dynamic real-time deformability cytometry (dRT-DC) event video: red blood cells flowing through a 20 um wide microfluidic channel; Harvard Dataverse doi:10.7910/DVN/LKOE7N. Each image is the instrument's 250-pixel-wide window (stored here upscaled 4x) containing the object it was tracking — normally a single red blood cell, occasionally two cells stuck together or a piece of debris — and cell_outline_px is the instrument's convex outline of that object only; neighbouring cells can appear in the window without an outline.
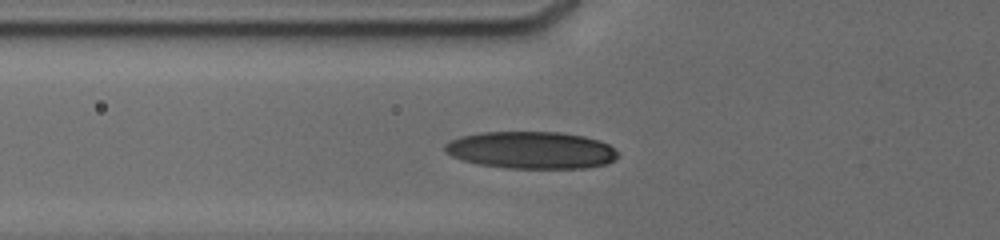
{"species": "human", "species_latin": "Homo sapiens", "temperature_condition": "cold", "stored_images_in_passage": 26, "camera_frame_rate_fps": 3000, "um_per_image_px": 0.085, "donor": {"sex": "male"}, "frame": {"image": 1, "passage_image": 13, "time_ms": 4.667, "image_size_px": [1000, 240], "cell_outline_px": [[620, 156], [608, 164], [584, 168], [508, 168], [476, 164], [460, 160], [444, 152], [444, 144], [448, 140], [460, 136], [484, 132], [560, 132], [584, 136], [600, 140], [608, 144]], "centroid_in_image_um": [45.12, 12.76], "position_along_channel_um": 80.7, "area_um2": 37.86}}
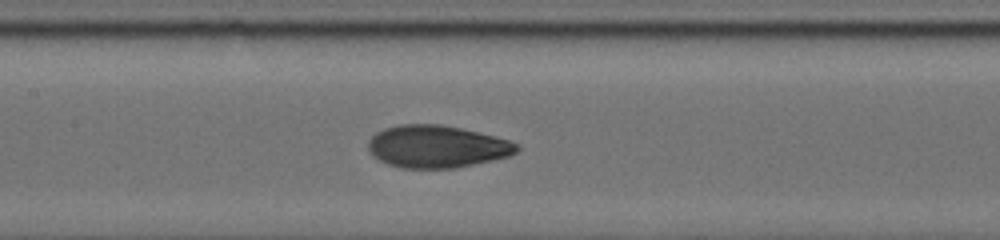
{"frame": {"image": 2, "passage_image": 19, "time_ms": 7.0, "image_size_px": [1000, 240], "cell_outline_px": [[520, 148], [516, 152], [508, 156], [492, 160], [456, 168], [404, 168], [388, 164], [380, 160], [368, 148], [368, 144], [372, 136], [376, 132], [384, 128], [400, 124], [440, 124], [460, 128], [508, 140], [516, 144]], "centroid_in_image_um": [37.12, 12.45], "position_along_channel_um": 170.3, "area_um2": 36.24}}
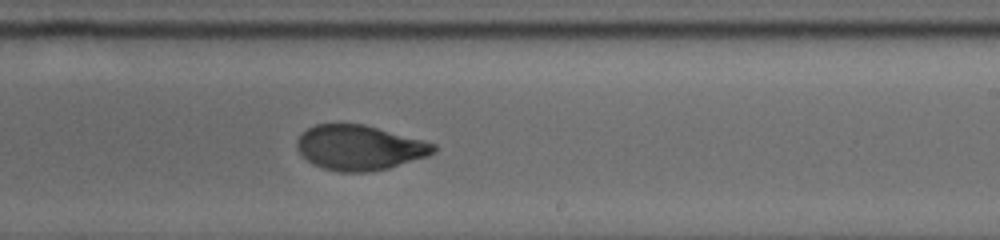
{"frame": {"image": 3, "passage_image": 26, "time_ms": 9.333, "image_size_px": [1000, 240], "cell_outline_px": [[436, 152], [428, 156], [388, 168], [368, 172], [340, 172], [324, 168], [312, 164], [300, 152], [296, 144], [296, 140], [308, 128], [316, 124], [364, 124], [436, 144]], "centroid_in_image_um": [30.56, 12.55], "position_along_channel_um": 258.4, "area_um2": 35.49}}